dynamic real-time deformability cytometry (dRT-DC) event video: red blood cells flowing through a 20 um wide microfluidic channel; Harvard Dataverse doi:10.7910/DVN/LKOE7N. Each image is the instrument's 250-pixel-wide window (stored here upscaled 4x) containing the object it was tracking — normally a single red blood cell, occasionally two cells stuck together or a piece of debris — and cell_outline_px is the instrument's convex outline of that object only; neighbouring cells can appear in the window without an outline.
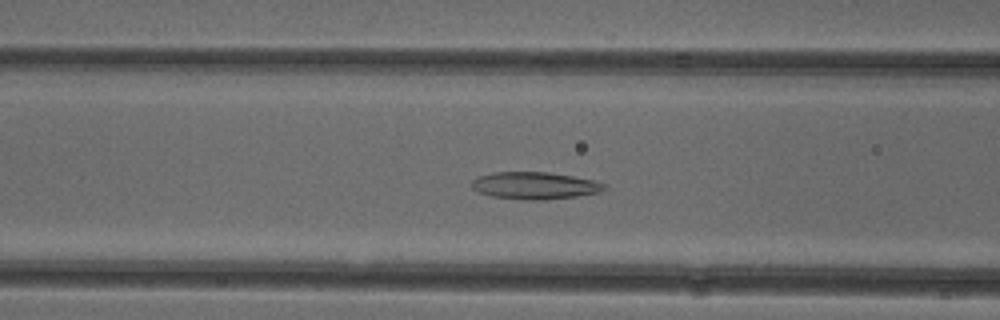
{"species": "common noctule bat (a hibernating species)", "species_latin": "Nyctalus noctula", "temperature_condition": "cold", "stored_images_in_passage": 43, "camera_frame_rate_fps": 3000, "um_per_image_px": 0.085, "animal": {"sex": "female"}, "frame": {"image": 1, "passage_image": 12, "time_ms": 3.667, "image_size_px": [1000, 320], "cell_outline_px": [[600, 188], [592, 192], [572, 196], [496, 196], [484, 192], [476, 188], [472, 184], [476, 180], [484, 176], [500, 172], [544, 172], [568, 176], [588, 180], [600, 184]], "centroid_in_image_um": [45.38, 15.7], "position_along_channel_um": 121.2, "area_um2": 17.8}}
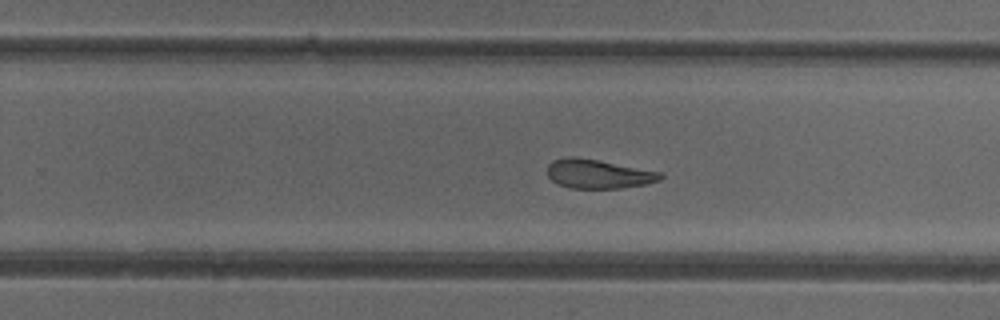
{"frame": {"image": 2, "passage_image": 24, "time_ms": 7.667, "image_size_px": [1000, 320], "cell_outline_px": [[664, 176], [656, 180], [644, 184], [616, 188], [572, 188], [560, 184], [552, 180], [548, 176], [548, 164], [556, 160], [596, 160], [660, 172]], "centroid_in_image_um": [50.88, 14.83], "position_along_channel_um": 278.9, "area_um2": 17.86}}
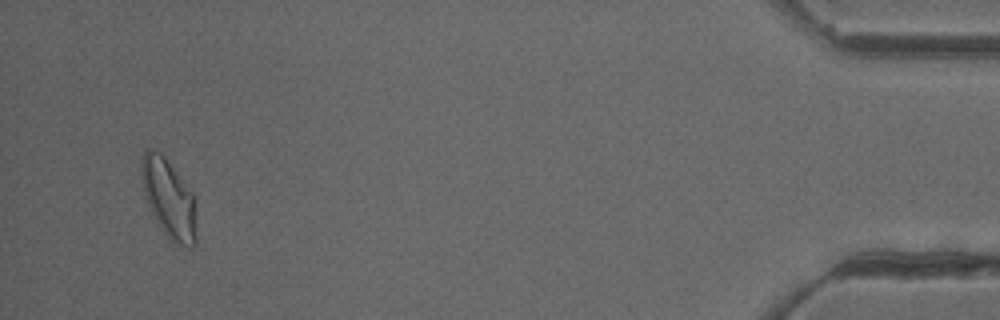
{"frame": {"image": 3, "passage_image": 41, "time_ms": 13.333, "image_size_px": [1000, 320], "cell_outline_px": [[192, 244], [176, 240], [172, 236], [160, 220], [148, 196], [144, 180], [144, 152], [148, 152], [160, 156], [168, 164], [192, 196]], "centroid_in_image_um": [14.35, 16.79], "position_along_channel_um": 420.9, "area_um2": 19.88}, "authors_computed_cell_mechanics": {"area_um2": 18.6116, "velocity_mm_per_s": 3.9494, "shape_relaxation_time_tau1_ms": null, "shape_relaxation_time_tau2_ms": 3.9124, "deformation_change_tau1": null, "deformation_change_tau2": 0.1128}}